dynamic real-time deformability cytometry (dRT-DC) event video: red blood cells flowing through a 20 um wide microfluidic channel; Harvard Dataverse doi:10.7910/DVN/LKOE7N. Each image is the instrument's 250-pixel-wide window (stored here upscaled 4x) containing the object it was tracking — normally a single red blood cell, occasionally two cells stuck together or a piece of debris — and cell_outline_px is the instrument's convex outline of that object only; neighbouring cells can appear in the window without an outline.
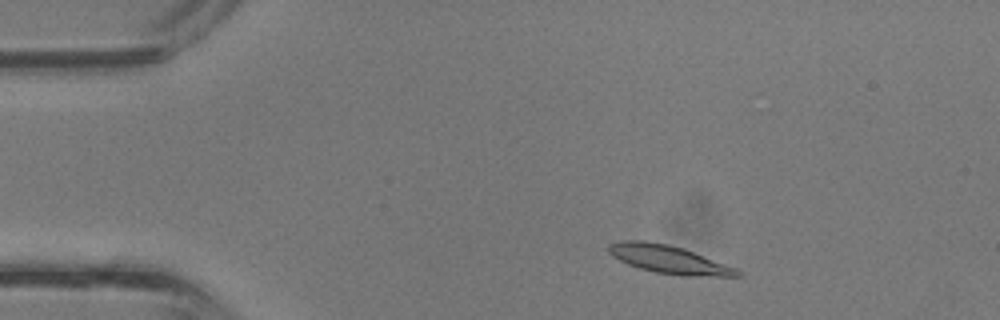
{"species": "common noctule bat (a hibernating species)", "species_latin": "Nyctalus noctula", "temperature_condition": "room temperature", "stored_images_in_passage": 35, "camera_frame_rate_fps": 3000, "um_per_image_px": 0.085, "animal": {"sex": "male", "body_mass_g": 13.3}, "frame": {"image": 1, "passage_image": 4, "time_ms": 1.0, "image_size_px": [1000, 320], "cell_outline_px": [[744, 276], [680, 276], [656, 272], [640, 268], [628, 264], [612, 256], [608, 252], [608, 244], [624, 240], [644, 240], [668, 244], [684, 248], [736, 268], [744, 272]], "centroid_in_image_um": [56.87, 22.05], "position_along_channel_um": 28.1, "area_um2": 21.21}}
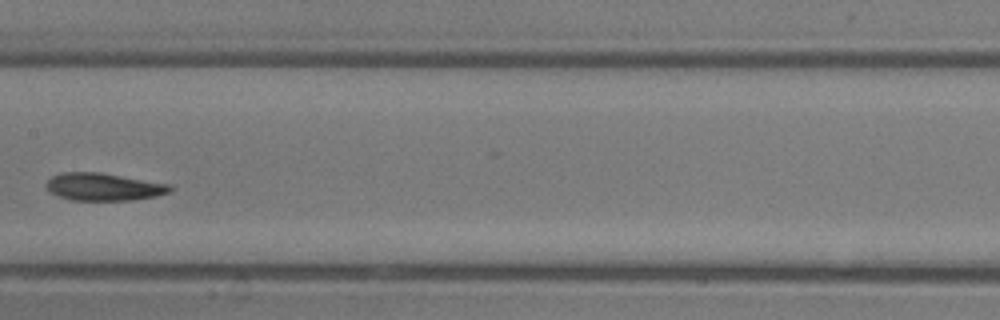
{"frame": {"image": 2, "passage_image": 17, "time_ms": 5.333, "image_size_px": [1000, 320], "cell_outline_px": [[172, 192], [156, 196], [132, 200], [72, 200], [60, 196], [52, 192], [44, 184], [52, 176], [60, 172], [100, 172], [172, 184]], "centroid_in_image_um": [8.86, 15.87], "position_along_channel_um": 198.5, "area_um2": 19.94}}
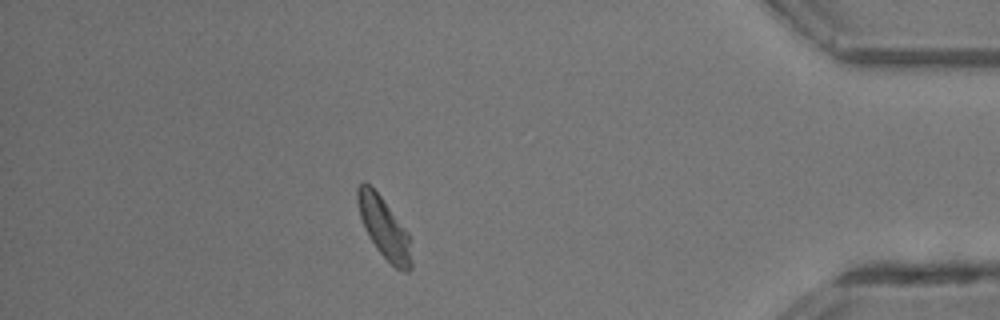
{"frame": {"image": 3, "passage_image": 31, "time_ms": 10.0, "image_size_px": [1000, 320], "cell_outline_px": [[412, 268], [408, 272], [404, 272], [396, 268], [376, 248], [368, 236], [364, 228], [360, 216], [356, 200], [356, 188], [364, 180], [380, 196], [408, 232], [412, 260]], "centroid_in_image_um": [32.63, 19.37], "position_along_channel_um": 402.6, "area_um2": 18.9}}